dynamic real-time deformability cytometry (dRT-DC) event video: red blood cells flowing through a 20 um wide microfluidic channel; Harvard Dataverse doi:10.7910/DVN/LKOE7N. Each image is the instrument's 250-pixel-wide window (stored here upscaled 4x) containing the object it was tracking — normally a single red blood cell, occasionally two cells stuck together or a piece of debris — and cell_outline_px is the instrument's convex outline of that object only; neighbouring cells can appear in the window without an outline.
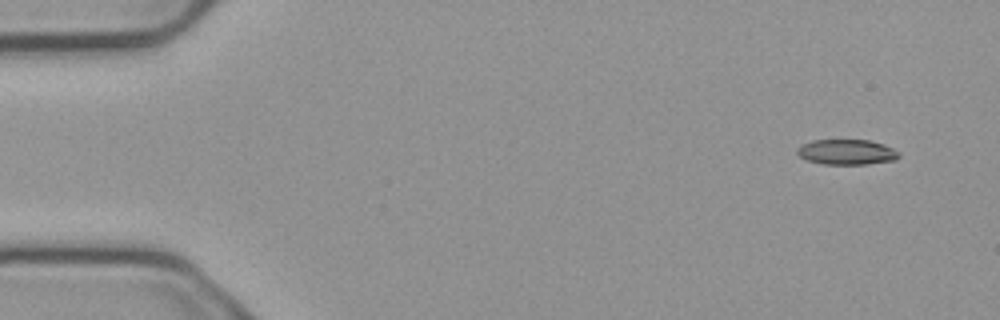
{"species": "common noctule bat (a hibernating species)", "species_latin": "Nyctalus noctula", "temperature_condition": "cold", "stored_images_in_passage": 5, "camera_frame_rate_fps": 3000, "um_per_image_px": 0.085, "animal": {"sex": "male", "body_mass_g": 23.1, "forearm_length_mm": 52.7}, "frame": {"image": 1, "passage_image": 5, "time_ms": 1.333, "image_size_px": [1000, 320], "cell_outline_px": [[900, 156], [896, 160], [864, 164], [824, 164], [808, 160], [800, 156], [796, 152], [796, 148], [800, 144], [812, 140], [872, 140], [884, 144], [900, 152]], "centroid_in_image_um": [71.97, 12.91], "position_along_channel_um": 13.0, "area_um2": 15.09}}